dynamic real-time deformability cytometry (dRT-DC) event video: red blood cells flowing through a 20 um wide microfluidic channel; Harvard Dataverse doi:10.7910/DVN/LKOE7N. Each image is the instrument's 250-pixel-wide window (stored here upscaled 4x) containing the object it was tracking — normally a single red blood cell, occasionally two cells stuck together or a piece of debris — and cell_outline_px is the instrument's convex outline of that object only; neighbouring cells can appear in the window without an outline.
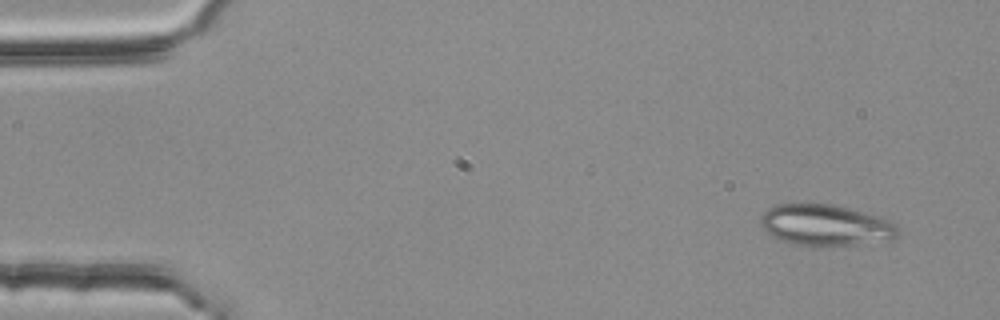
{"species": "common noctule bat (a hibernating species)", "species_latin": "Nyctalus noctula", "temperature_condition": "room temperature", "stored_images_in_passage": 3, "camera_frame_rate_fps": 3000, "um_per_image_px": 0.085, "animal": {"sex": "female", "body_mass_g": 25.1}, "frame": {"image": 1, "passage_image": 1, "time_ms": 0.0, "image_size_px": [1000, 320], "cell_outline_px": [[900, 232], [892, 240], [856, 244], [800, 244], [784, 240], [768, 232], [760, 224], [760, 216], [768, 208], [776, 204], [832, 204], [852, 208], [884, 216], [896, 224], [900, 228]], "centroid_in_image_um": [70.28, 19.09], "position_along_channel_um": 14.7, "area_um2": 32.66}}